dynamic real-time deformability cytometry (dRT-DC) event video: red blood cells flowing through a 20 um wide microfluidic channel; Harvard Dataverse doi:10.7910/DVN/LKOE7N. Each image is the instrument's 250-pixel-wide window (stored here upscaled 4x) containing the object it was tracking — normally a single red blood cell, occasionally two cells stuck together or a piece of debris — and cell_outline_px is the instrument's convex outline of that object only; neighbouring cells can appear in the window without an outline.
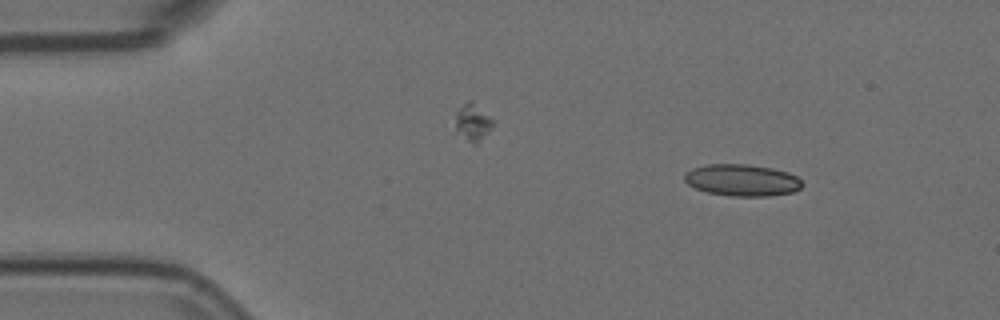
{"species": "Egyptian fruit bat (a non-hibernating species)", "species_latin": "Rousettus aegyptiacus", "temperature_condition": "room temperature", "stored_images_in_passage": 14, "camera_frame_rate_fps": 3000, "um_per_image_px": 0.085, "animal": {"sex": "female"}, "frame": {"image": 1, "passage_image": 2, "time_ms": 0.333, "image_size_px": [1000, 320], "cell_outline_px": [[804, 184], [800, 188], [792, 192], [768, 196], [732, 196], [708, 192], [696, 188], [688, 184], [684, 180], [684, 172], [692, 168], [708, 164], [748, 164], [772, 168], [788, 172], [796, 176]], "centroid_in_image_um": [63.06, 15.3], "position_along_channel_um": 21.9, "area_um2": 21.79}}
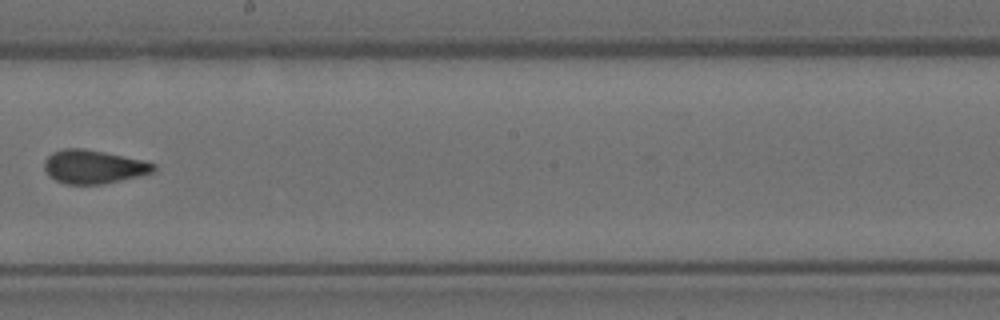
{"frame": {"image": 2, "passage_image": 8, "time_ms": 2.333, "image_size_px": [1000, 320], "cell_outline_px": [[156, 168], [152, 172], [140, 176], [100, 184], [64, 184], [48, 176], [44, 168], [44, 160], [52, 152], [64, 148], [84, 148], [144, 160], [156, 164]], "centroid_in_image_um": [7.93, 14.17], "position_along_channel_um": 240.3, "area_um2": 21.44}}
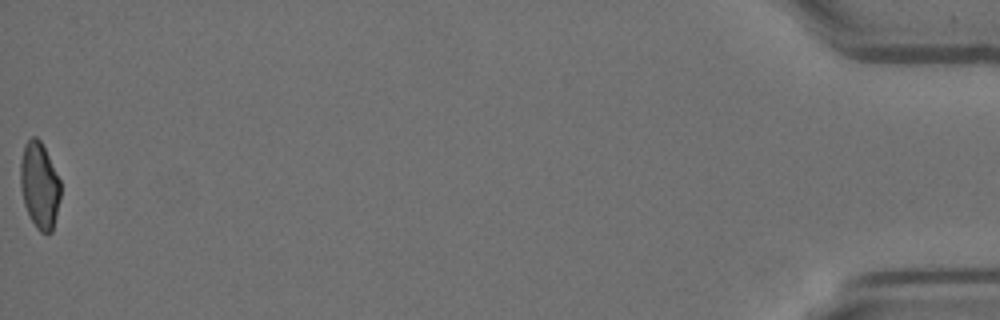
{"frame": {"image": 3, "passage_image": 14, "time_ms": 4.333, "image_size_px": [1000, 320], "cell_outline_px": [[60, 196], [52, 232], [40, 232], [36, 228], [24, 204], [20, 188], [20, 164], [24, 144], [32, 136], [36, 136], [40, 140], [60, 180]], "centroid_in_image_um": [3.34, 15.74], "position_along_channel_um": 431.9, "area_um2": 19.94}}